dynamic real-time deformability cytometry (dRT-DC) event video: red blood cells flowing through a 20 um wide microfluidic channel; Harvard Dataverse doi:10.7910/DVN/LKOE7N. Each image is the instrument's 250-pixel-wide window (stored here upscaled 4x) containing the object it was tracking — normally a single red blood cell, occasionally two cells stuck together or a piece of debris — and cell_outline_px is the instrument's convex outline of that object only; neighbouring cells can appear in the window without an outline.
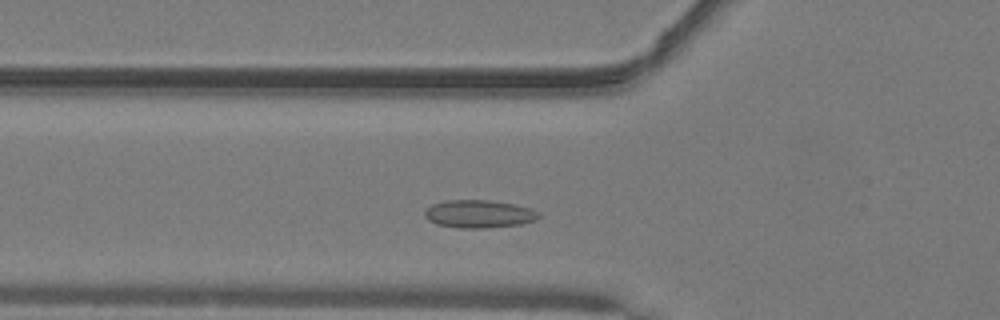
{"species": "common noctule bat (a hibernating species)", "species_latin": "Nyctalus noctula", "temperature_condition": "warm", "stored_images_in_passage": 40, "camera_frame_rate_fps": 3000, "um_per_image_px": 0.085, "animal": {"sex": "male", "body_mass_g": 19.2, "forearm_length_mm": 51.8}, "frame": {"image": 1, "passage_image": 7, "time_ms": 2.0, "image_size_px": [1000, 320], "cell_outline_px": [[540, 216], [536, 220], [520, 224], [484, 228], [460, 228], [436, 224], [428, 220], [424, 216], [424, 212], [432, 204], [448, 200], [488, 200], [512, 204], [528, 208], [540, 212]], "centroid_in_image_um": [40.69, 18.19], "position_along_channel_um": 85.1, "area_um2": 18.38}}
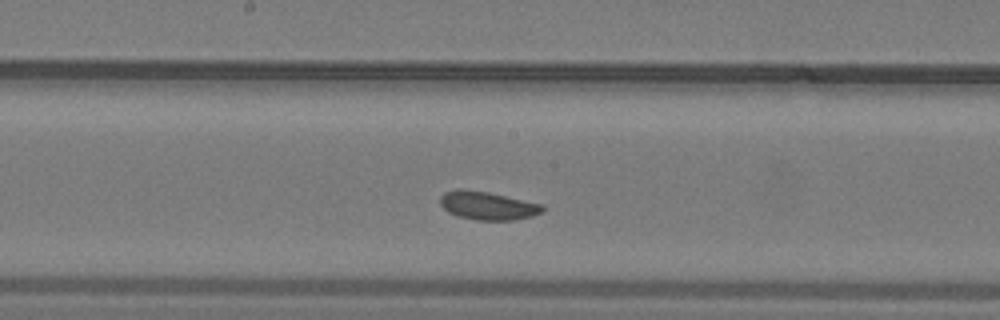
{"frame": {"image": 2, "passage_image": 16, "time_ms": 5.0, "image_size_px": [1000, 320], "cell_outline_px": [[544, 208], [540, 212], [532, 216], [516, 220], [476, 220], [456, 216], [448, 212], [440, 204], [440, 196], [444, 192], [456, 188], [460, 188], [488, 192], [544, 204]], "centroid_in_image_um": [41.42, 17.47], "position_along_channel_um": 206.8, "area_um2": 17.05}}
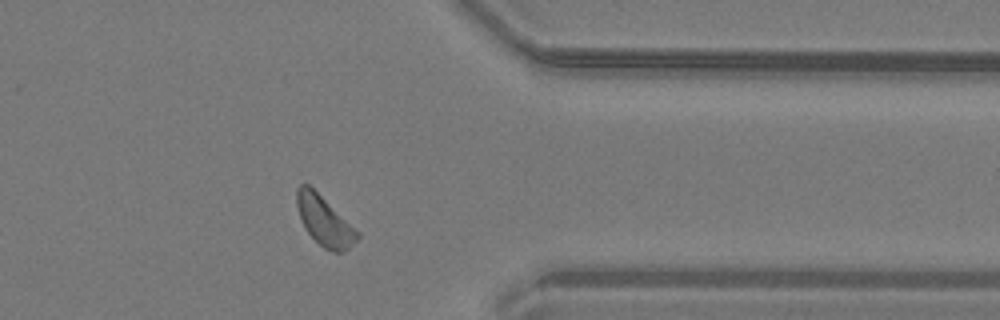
{"frame": {"image": 3, "passage_image": 30, "time_ms": 9.667, "image_size_px": [1000, 320], "cell_outline_px": [[360, 236], [344, 252], [332, 252], [324, 248], [304, 228], [296, 204], [296, 188], [300, 184], [308, 184], [360, 232]], "centroid_in_image_um": [27.57, 18.78], "position_along_channel_um": 383.8, "area_um2": 17.22}}